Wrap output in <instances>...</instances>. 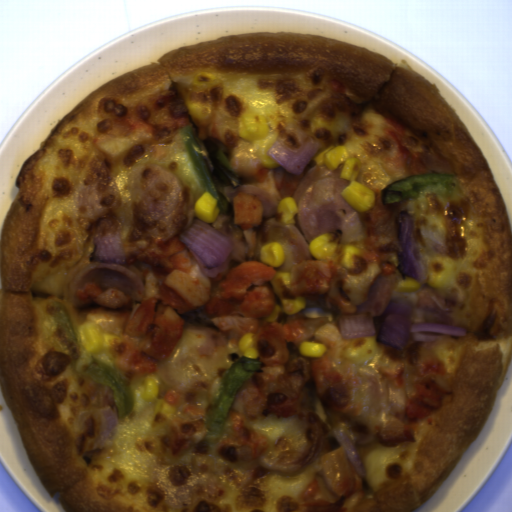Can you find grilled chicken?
Returning a JSON list of instances; mask_svg holds the SVG:
<instances>
[{
    "label": "grilled chicken",
    "instance_id": "grilled-chicken-3",
    "mask_svg": "<svg viewBox=\"0 0 512 512\" xmlns=\"http://www.w3.org/2000/svg\"><path fill=\"white\" fill-rule=\"evenodd\" d=\"M232 208L235 223L241 229L251 231L265 220L264 206L253 195L242 192L233 197Z\"/></svg>",
    "mask_w": 512,
    "mask_h": 512
},
{
    "label": "grilled chicken",
    "instance_id": "grilled-chicken-2",
    "mask_svg": "<svg viewBox=\"0 0 512 512\" xmlns=\"http://www.w3.org/2000/svg\"><path fill=\"white\" fill-rule=\"evenodd\" d=\"M290 273L291 298L304 296L305 305L331 307L341 313L354 315L356 306L345 299L339 287V274L329 261L311 260L294 266Z\"/></svg>",
    "mask_w": 512,
    "mask_h": 512
},
{
    "label": "grilled chicken",
    "instance_id": "grilled-chicken-1",
    "mask_svg": "<svg viewBox=\"0 0 512 512\" xmlns=\"http://www.w3.org/2000/svg\"><path fill=\"white\" fill-rule=\"evenodd\" d=\"M127 269L144 286L142 304L133 303L122 325L121 342L109 348L117 365L141 374H154L158 367L144 354L166 361L180 341L185 314L206 306L217 314L211 320L221 329L255 334L261 372L245 380L227 412L233 430L225 436L227 446H251L259 457L267 441L250 425L247 417L275 415L289 418L302 414L306 383L313 382L321 396L325 391L335 407L346 412L360 409L351 390L354 376L344 377L333 365L334 343L325 341L321 358L305 357L302 342H308L328 318H303L291 323L264 324L276 298L265 283L276 279L275 267L262 261L237 266L224 276L212 298L210 277L203 275L183 242L172 238L165 244H150L132 258ZM144 353V354H143Z\"/></svg>",
    "mask_w": 512,
    "mask_h": 512
},
{
    "label": "grilled chicken",
    "instance_id": "grilled-chicken-4",
    "mask_svg": "<svg viewBox=\"0 0 512 512\" xmlns=\"http://www.w3.org/2000/svg\"><path fill=\"white\" fill-rule=\"evenodd\" d=\"M74 296L79 302L91 296L95 300V305L111 311L120 310L128 306L126 296L119 289L111 287L103 290L98 283L88 281L84 285V288L75 292Z\"/></svg>",
    "mask_w": 512,
    "mask_h": 512
}]
</instances>
